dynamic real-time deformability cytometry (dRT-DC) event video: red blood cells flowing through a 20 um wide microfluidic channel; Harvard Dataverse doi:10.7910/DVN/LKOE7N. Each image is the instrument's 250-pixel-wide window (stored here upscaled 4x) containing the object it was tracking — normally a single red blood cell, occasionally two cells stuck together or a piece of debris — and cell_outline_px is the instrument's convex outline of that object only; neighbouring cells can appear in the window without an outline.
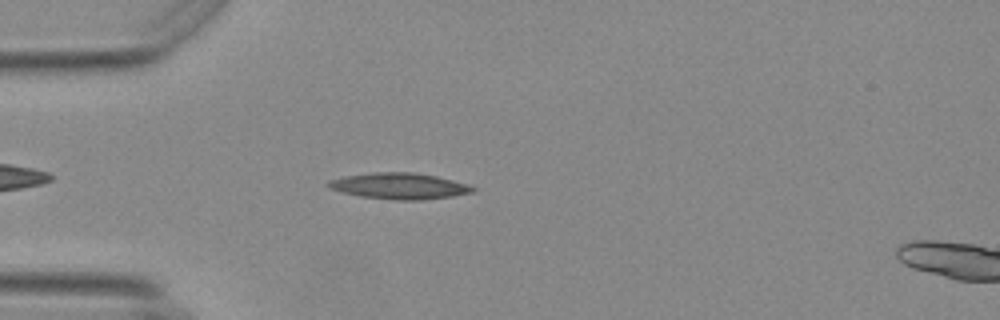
{"species": "Egyptian fruit bat (a non-hibernating species)", "species_latin": "Rousettus aegyptiacus", "temperature_condition": "warm", "stored_images_in_passage": 38, "camera_frame_rate_fps": 3000, "um_per_image_px": 0.085, "animal": {"sex": "female"}, "frame": {"image": 1, "passage_image": 5, "time_ms": 1.333, "image_size_px": [1000, 320], "cell_outline_px": [[476, 192], [452, 196], [420, 200], [396, 200], [360, 196], [328, 188], [324, 184], [332, 180], [344, 176], [372, 172], [416, 172], [436, 176], [452, 180], [476, 188]], "centroid_in_image_um": [33.94, 15.81], "position_along_channel_um": 51.1, "area_um2": 21.91}}
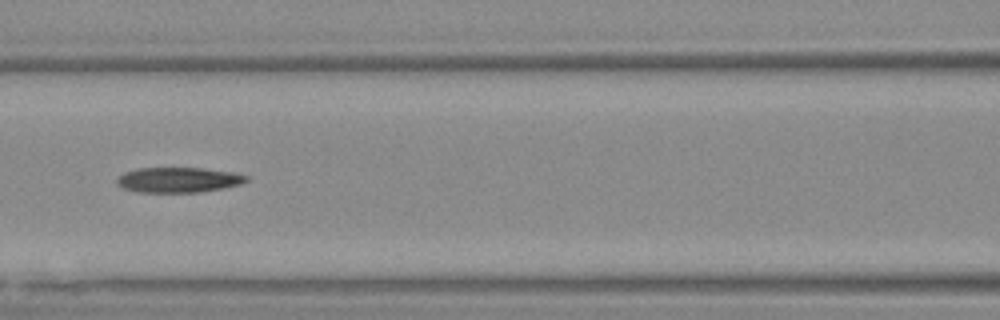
{"frame": {"image": 2, "passage_image": 14, "time_ms": 4.333, "image_size_px": [1000, 320], "cell_outline_px": [[248, 180], [240, 184], [200, 192], [140, 192], [124, 188], [116, 184], [116, 176], [124, 172], [136, 168], [200, 168], [232, 172], [248, 176]], "centroid_in_image_um": [15.1, 15.28], "position_along_channel_um": 151.5, "area_um2": 18.9}}
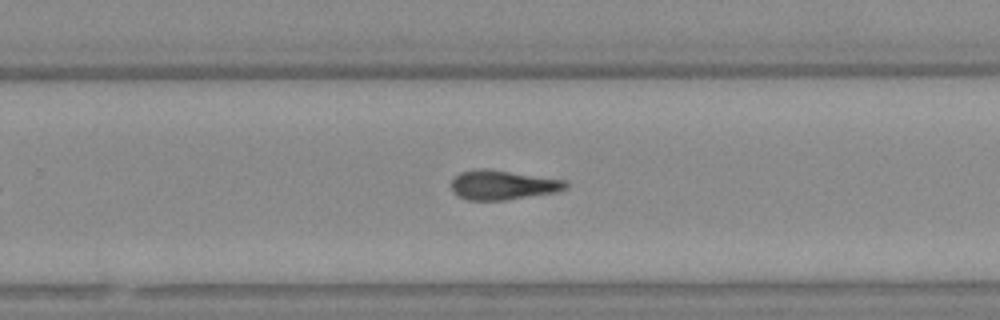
{"frame": {"image": 3, "passage_image": 25, "time_ms": 8.0, "image_size_px": [1000, 320], "cell_outline_px": [[568, 188], [556, 192], [504, 200], [468, 200], [452, 192], [452, 176], [460, 172], [476, 168], [488, 168], [568, 180]], "centroid_in_image_um": [42.74, 15.7], "position_along_channel_um": 287.1, "area_um2": 19.94}}